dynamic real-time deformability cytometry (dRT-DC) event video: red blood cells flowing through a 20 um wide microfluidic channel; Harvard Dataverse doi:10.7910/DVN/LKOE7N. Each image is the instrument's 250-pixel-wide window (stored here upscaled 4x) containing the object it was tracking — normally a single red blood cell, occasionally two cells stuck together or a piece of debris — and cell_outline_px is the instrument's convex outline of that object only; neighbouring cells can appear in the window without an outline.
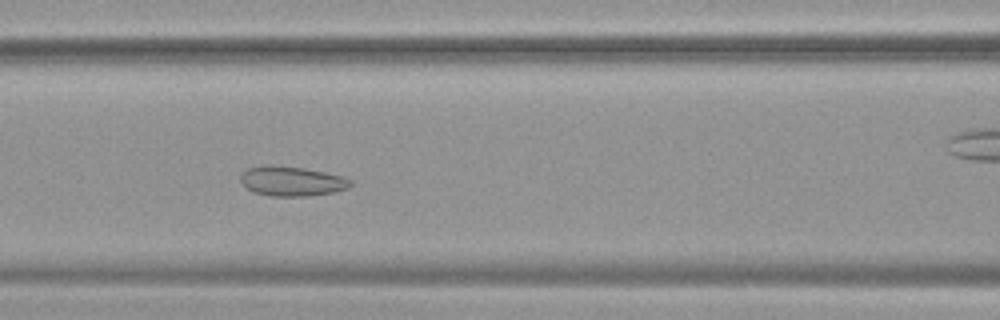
{"species": "common noctule bat (a hibernating species)", "species_latin": "Nyctalus noctula", "temperature_condition": "warm", "stored_images_in_passage": 53, "camera_frame_rate_fps": 3000, "um_per_image_px": 0.085, "animal": {"sex": "female", "body_mass_g": 19.9}, "frame": {"image": 1, "passage_image": 22, "time_ms": 7.0, "image_size_px": [1000, 320], "cell_outline_px": [[352, 184], [348, 188], [332, 192], [308, 196], [268, 196], [256, 192], [248, 188], [240, 180], [240, 176], [248, 168], [264, 164], [272, 164], [304, 168], [344, 176], [352, 180]], "centroid_in_image_um": [24.81, 15.38], "position_along_channel_um": 141.8, "area_um2": 19.07}}
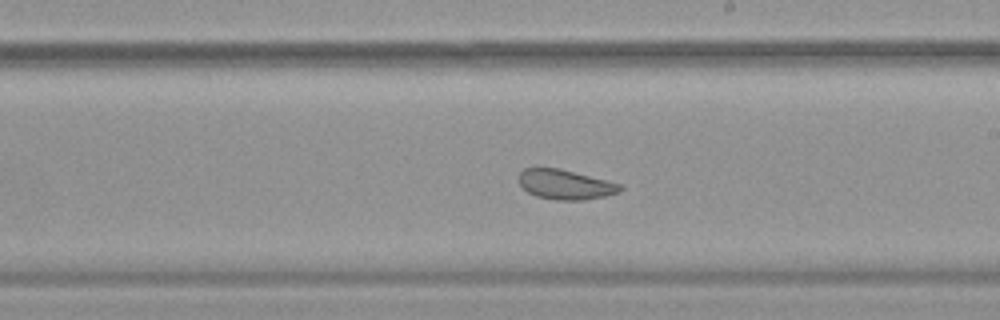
{"frame": {"image": 2, "passage_image": 30, "time_ms": 9.667, "image_size_px": [1000, 320], "cell_outline_px": [[624, 188], [620, 192], [604, 196], [584, 200], [556, 200], [536, 196], [528, 192], [516, 180], [516, 176], [524, 168], [560, 168], [620, 184]], "centroid_in_image_um": [48.01, 15.68], "position_along_channel_um": 241.0, "area_um2": 17.63}}
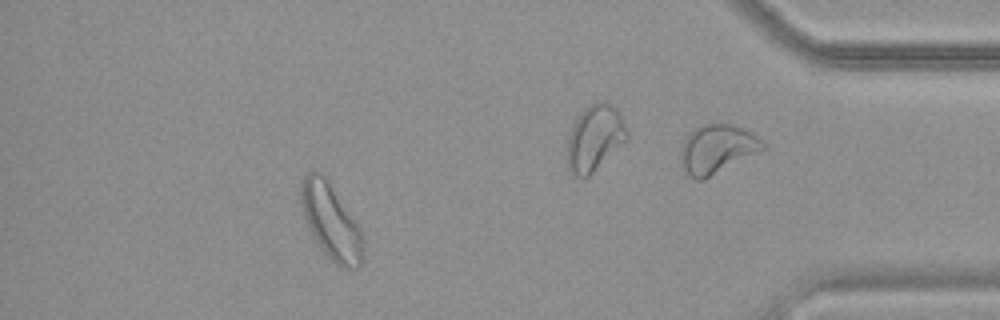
{"frame": {"image": 3, "passage_image": 47, "time_ms": 15.333, "image_size_px": [1000, 320], "cell_outline_px": [[364, 260], [360, 268], [344, 268], [336, 264], [324, 252], [312, 236], [304, 216], [300, 200], [300, 180], [308, 172], [320, 172], [328, 176], [360, 228], [364, 252]], "centroid_in_image_um": [28.14, 18.79], "position_along_channel_um": 407.1, "area_um2": 27.8}, "authors_computed_cell_mechanics": {"area_um2": 23.8714, "velocity_mm_per_s": 3.7439, "shape_relaxation_time_tau1_ms": null, "shape_relaxation_time_tau2_ms": 1.9497, "deformation_change_tau1": null, "deformation_change_tau2": 0.0741}}